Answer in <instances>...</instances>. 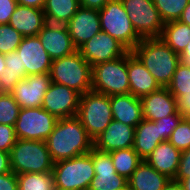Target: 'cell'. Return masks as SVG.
<instances>
[{
    "label": "cell",
    "instance_id": "cell-44",
    "mask_svg": "<svg viewBox=\"0 0 190 190\" xmlns=\"http://www.w3.org/2000/svg\"><path fill=\"white\" fill-rule=\"evenodd\" d=\"M18 5L43 9L45 0H16Z\"/></svg>",
    "mask_w": 190,
    "mask_h": 190
},
{
    "label": "cell",
    "instance_id": "cell-7",
    "mask_svg": "<svg viewBox=\"0 0 190 190\" xmlns=\"http://www.w3.org/2000/svg\"><path fill=\"white\" fill-rule=\"evenodd\" d=\"M98 11L101 30L119 41L129 52L142 40L120 0H110Z\"/></svg>",
    "mask_w": 190,
    "mask_h": 190
},
{
    "label": "cell",
    "instance_id": "cell-23",
    "mask_svg": "<svg viewBox=\"0 0 190 190\" xmlns=\"http://www.w3.org/2000/svg\"><path fill=\"white\" fill-rule=\"evenodd\" d=\"M43 9L17 5L9 24L24 37L37 36L46 24Z\"/></svg>",
    "mask_w": 190,
    "mask_h": 190
},
{
    "label": "cell",
    "instance_id": "cell-2",
    "mask_svg": "<svg viewBox=\"0 0 190 190\" xmlns=\"http://www.w3.org/2000/svg\"><path fill=\"white\" fill-rule=\"evenodd\" d=\"M131 52L146 67L160 87L169 85L180 63L179 54L160 38L142 39Z\"/></svg>",
    "mask_w": 190,
    "mask_h": 190
},
{
    "label": "cell",
    "instance_id": "cell-49",
    "mask_svg": "<svg viewBox=\"0 0 190 190\" xmlns=\"http://www.w3.org/2000/svg\"><path fill=\"white\" fill-rule=\"evenodd\" d=\"M6 68L5 63V54L0 53V76L4 73V69Z\"/></svg>",
    "mask_w": 190,
    "mask_h": 190
},
{
    "label": "cell",
    "instance_id": "cell-22",
    "mask_svg": "<svg viewBox=\"0 0 190 190\" xmlns=\"http://www.w3.org/2000/svg\"><path fill=\"white\" fill-rule=\"evenodd\" d=\"M182 151L174 147L168 140L161 142L145 161L159 173L169 179H175Z\"/></svg>",
    "mask_w": 190,
    "mask_h": 190
},
{
    "label": "cell",
    "instance_id": "cell-43",
    "mask_svg": "<svg viewBox=\"0 0 190 190\" xmlns=\"http://www.w3.org/2000/svg\"><path fill=\"white\" fill-rule=\"evenodd\" d=\"M11 172L10 153L0 150V175Z\"/></svg>",
    "mask_w": 190,
    "mask_h": 190
},
{
    "label": "cell",
    "instance_id": "cell-1",
    "mask_svg": "<svg viewBox=\"0 0 190 190\" xmlns=\"http://www.w3.org/2000/svg\"><path fill=\"white\" fill-rule=\"evenodd\" d=\"M46 144L55 163L89 153L94 147V140L79 118L73 116L57 120Z\"/></svg>",
    "mask_w": 190,
    "mask_h": 190
},
{
    "label": "cell",
    "instance_id": "cell-25",
    "mask_svg": "<svg viewBox=\"0 0 190 190\" xmlns=\"http://www.w3.org/2000/svg\"><path fill=\"white\" fill-rule=\"evenodd\" d=\"M163 140L160 138L159 125L155 121L143 119L136 127L133 149L145 160Z\"/></svg>",
    "mask_w": 190,
    "mask_h": 190
},
{
    "label": "cell",
    "instance_id": "cell-47",
    "mask_svg": "<svg viewBox=\"0 0 190 190\" xmlns=\"http://www.w3.org/2000/svg\"><path fill=\"white\" fill-rule=\"evenodd\" d=\"M178 21L190 26V2L183 10L182 15Z\"/></svg>",
    "mask_w": 190,
    "mask_h": 190
},
{
    "label": "cell",
    "instance_id": "cell-15",
    "mask_svg": "<svg viewBox=\"0 0 190 190\" xmlns=\"http://www.w3.org/2000/svg\"><path fill=\"white\" fill-rule=\"evenodd\" d=\"M50 83V73L28 75L19 81L11 95L20 108L42 107Z\"/></svg>",
    "mask_w": 190,
    "mask_h": 190
},
{
    "label": "cell",
    "instance_id": "cell-3",
    "mask_svg": "<svg viewBox=\"0 0 190 190\" xmlns=\"http://www.w3.org/2000/svg\"><path fill=\"white\" fill-rule=\"evenodd\" d=\"M11 171L24 173L52 172L54 162L46 141L17 139L10 151Z\"/></svg>",
    "mask_w": 190,
    "mask_h": 190
},
{
    "label": "cell",
    "instance_id": "cell-29",
    "mask_svg": "<svg viewBox=\"0 0 190 190\" xmlns=\"http://www.w3.org/2000/svg\"><path fill=\"white\" fill-rule=\"evenodd\" d=\"M110 157L116 173L125 177L127 180L143 160L133 147L112 151L110 152Z\"/></svg>",
    "mask_w": 190,
    "mask_h": 190
},
{
    "label": "cell",
    "instance_id": "cell-42",
    "mask_svg": "<svg viewBox=\"0 0 190 190\" xmlns=\"http://www.w3.org/2000/svg\"><path fill=\"white\" fill-rule=\"evenodd\" d=\"M110 0H79L80 7L90 9H102Z\"/></svg>",
    "mask_w": 190,
    "mask_h": 190
},
{
    "label": "cell",
    "instance_id": "cell-37",
    "mask_svg": "<svg viewBox=\"0 0 190 190\" xmlns=\"http://www.w3.org/2000/svg\"><path fill=\"white\" fill-rule=\"evenodd\" d=\"M16 141L14 126L0 124V150L10 153Z\"/></svg>",
    "mask_w": 190,
    "mask_h": 190
},
{
    "label": "cell",
    "instance_id": "cell-16",
    "mask_svg": "<svg viewBox=\"0 0 190 190\" xmlns=\"http://www.w3.org/2000/svg\"><path fill=\"white\" fill-rule=\"evenodd\" d=\"M66 26L72 43L78 50L85 42L101 31L99 11L80 7Z\"/></svg>",
    "mask_w": 190,
    "mask_h": 190
},
{
    "label": "cell",
    "instance_id": "cell-45",
    "mask_svg": "<svg viewBox=\"0 0 190 190\" xmlns=\"http://www.w3.org/2000/svg\"><path fill=\"white\" fill-rule=\"evenodd\" d=\"M179 56H180V62L183 65L190 67V42H188L184 51Z\"/></svg>",
    "mask_w": 190,
    "mask_h": 190
},
{
    "label": "cell",
    "instance_id": "cell-10",
    "mask_svg": "<svg viewBox=\"0 0 190 190\" xmlns=\"http://www.w3.org/2000/svg\"><path fill=\"white\" fill-rule=\"evenodd\" d=\"M57 118L42 107L21 108L14 126L17 139L46 141Z\"/></svg>",
    "mask_w": 190,
    "mask_h": 190
},
{
    "label": "cell",
    "instance_id": "cell-38",
    "mask_svg": "<svg viewBox=\"0 0 190 190\" xmlns=\"http://www.w3.org/2000/svg\"><path fill=\"white\" fill-rule=\"evenodd\" d=\"M16 0H0V24H8L16 6Z\"/></svg>",
    "mask_w": 190,
    "mask_h": 190
},
{
    "label": "cell",
    "instance_id": "cell-30",
    "mask_svg": "<svg viewBox=\"0 0 190 190\" xmlns=\"http://www.w3.org/2000/svg\"><path fill=\"white\" fill-rule=\"evenodd\" d=\"M18 190H55L52 172L17 175Z\"/></svg>",
    "mask_w": 190,
    "mask_h": 190
},
{
    "label": "cell",
    "instance_id": "cell-40",
    "mask_svg": "<svg viewBox=\"0 0 190 190\" xmlns=\"http://www.w3.org/2000/svg\"><path fill=\"white\" fill-rule=\"evenodd\" d=\"M0 190H18L17 175L14 172L0 175Z\"/></svg>",
    "mask_w": 190,
    "mask_h": 190
},
{
    "label": "cell",
    "instance_id": "cell-35",
    "mask_svg": "<svg viewBox=\"0 0 190 190\" xmlns=\"http://www.w3.org/2000/svg\"><path fill=\"white\" fill-rule=\"evenodd\" d=\"M168 141L180 151L190 148V119L188 117L180 121Z\"/></svg>",
    "mask_w": 190,
    "mask_h": 190
},
{
    "label": "cell",
    "instance_id": "cell-36",
    "mask_svg": "<svg viewBox=\"0 0 190 190\" xmlns=\"http://www.w3.org/2000/svg\"><path fill=\"white\" fill-rule=\"evenodd\" d=\"M183 118V115H169L167 117L155 121V124L159 125L160 138L163 141L169 140L172 132Z\"/></svg>",
    "mask_w": 190,
    "mask_h": 190
},
{
    "label": "cell",
    "instance_id": "cell-46",
    "mask_svg": "<svg viewBox=\"0 0 190 190\" xmlns=\"http://www.w3.org/2000/svg\"><path fill=\"white\" fill-rule=\"evenodd\" d=\"M162 190H183V187L179 181L170 179L169 182L163 187Z\"/></svg>",
    "mask_w": 190,
    "mask_h": 190
},
{
    "label": "cell",
    "instance_id": "cell-33",
    "mask_svg": "<svg viewBox=\"0 0 190 190\" xmlns=\"http://www.w3.org/2000/svg\"><path fill=\"white\" fill-rule=\"evenodd\" d=\"M20 109L11 93H0V124L15 126Z\"/></svg>",
    "mask_w": 190,
    "mask_h": 190
},
{
    "label": "cell",
    "instance_id": "cell-34",
    "mask_svg": "<svg viewBox=\"0 0 190 190\" xmlns=\"http://www.w3.org/2000/svg\"><path fill=\"white\" fill-rule=\"evenodd\" d=\"M23 38L24 36L9 23L0 24V53L7 54L15 51Z\"/></svg>",
    "mask_w": 190,
    "mask_h": 190
},
{
    "label": "cell",
    "instance_id": "cell-31",
    "mask_svg": "<svg viewBox=\"0 0 190 190\" xmlns=\"http://www.w3.org/2000/svg\"><path fill=\"white\" fill-rule=\"evenodd\" d=\"M167 88L177 100L183 95H188L190 93V67L180 62Z\"/></svg>",
    "mask_w": 190,
    "mask_h": 190
},
{
    "label": "cell",
    "instance_id": "cell-4",
    "mask_svg": "<svg viewBox=\"0 0 190 190\" xmlns=\"http://www.w3.org/2000/svg\"><path fill=\"white\" fill-rule=\"evenodd\" d=\"M50 78L52 83L65 85L80 95L92 90V67L78 50L52 60Z\"/></svg>",
    "mask_w": 190,
    "mask_h": 190
},
{
    "label": "cell",
    "instance_id": "cell-24",
    "mask_svg": "<svg viewBox=\"0 0 190 190\" xmlns=\"http://www.w3.org/2000/svg\"><path fill=\"white\" fill-rule=\"evenodd\" d=\"M169 180L166 175L142 160L128 179V187L131 190H162Z\"/></svg>",
    "mask_w": 190,
    "mask_h": 190
},
{
    "label": "cell",
    "instance_id": "cell-48",
    "mask_svg": "<svg viewBox=\"0 0 190 190\" xmlns=\"http://www.w3.org/2000/svg\"><path fill=\"white\" fill-rule=\"evenodd\" d=\"M183 190H190V172L188 173V177L184 178L180 181Z\"/></svg>",
    "mask_w": 190,
    "mask_h": 190
},
{
    "label": "cell",
    "instance_id": "cell-26",
    "mask_svg": "<svg viewBox=\"0 0 190 190\" xmlns=\"http://www.w3.org/2000/svg\"><path fill=\"white\" fill-rule=\"evenodd\" d=\"M79 8V0H45L43 12L47 23L66 25Z\"/></svg>",
    "mask_w": 190,
    "mask_h": 190
},
{
    "label": "cell",
    "instance_id": "cell-6",
    "mask_svg": "<svg viewBox=\"0 0 190 190\" xmlns=\"http://www.w3.org/2000/svg\"><path fill=\"white\" fill-rule=\"evenodd\" d=\"M52 173L55 188L61 190H88L95 176L89 153L55 162Z\"/></svg>",
    "mask_w": 190,
    "mask_h": 190
},
{
    "label": "cell",
    "instance_id": "cell-17",
    "mask_svg": "<svg viewBox=\"0 0 190 190\" xmlns=\"http://www.w3.org/2000/svg\"><path fill=\"white\" fill-rule=\"evenodd\" d=\"M37 36L52 60L69 56L77 51L66 25L46 23Z\"/></svg>",
    "mask_w": 190,
    "mask_h": 190
},
{
    "label": "cell",
    "instance_id": "cell-19",
    "mask_svg": "<svg viewBox=\"0 0 190 190\" xmlns=\"http://www.w3.org/2000/svg\"><path fill=\"white\" fill-rule=\"evenodd\" d=\"M134 134L135 127L112 120L94 140V148L104 152L131 148L134 144Z\"/></svg>",
    "mask_w": 190,
    "mask_h": 190
},
{
    "label": "cell",
    "instance_id": "cell-21",
    "mask_svg": "<svg viewBox=\"0 0 190 190\" xmlns=\"http://www.w3.org/2000/svg\"><path fill=\"white\" fill-rule=\"evenodd\" d=\"M113 120L136 127L143 120L142 102L131 93L110 96Z\"/></svg>",
    "mask_w": 190,
    "mask_h": 190
},
{
    "label": "cell",
    "instance_id": "cell-9",
    "mask_svg": "<svg viewBox=\"0 0 190 190\" xmlns=\"http://www.w3.org/2000/svg\"><path fill=\"white\" fill-rule=\"evenodd\" d=\"M141 39L159 38L165 25L153 0H120Z\"/></svg>",
    "mask_w": 190,
    "mask_h": 190
},
{
    "label": "cell",
    "instance_id": "cell-8",
    "mask_svg": "<svg viewBox=\"0 0 190 190\" xmlns=\"http://www.w3.org/2000/svg\"><path fill=\"white\" fill-rule=\"evenodd\" d=\"M92 90L108 96L130 93L127 53L92 67Z\"/></svg>",
    "mask_w": 190,
    "mask_h": 190
},
{
    "label": "cell",
    "instance_id": "cell-41",
    "mask_svg": "<svg viewBox=\"0 0 190 190\" xmlns=\"http://www.w3.org/2000/svg\"><path fill=\"white\" fill-rule=\"evenodd\" d=\"M178 111L184 116H190V93L183 95L177 100Z\"/></svg>",
    "mask_w": 190,
    "mask_h": 190
},
{
    "label": "cell",
    "instance_id": "cell-27",
    "mask_svg": "<svg viewBox=\"0 0 190 190\" xmlns=\"http://www.w3.org/2000/svg\"><path fill=\"white\" fill-rule=\"evenodd\" d=\"M159 38L180 55L190 42V26L180 21L166 23Z\"/></svg>",
    "mask_w": 190,
    "mask_h": 190
},
{
    "label": "cell",
    "instance_id": "cell-18",
    "mask_svg": "<svg viewBox=\"0 0 190 190\" xmlns=\"http://www.w3.org/2000/svg\"><path fill=\"white\" fill-rule=\"evenodd\" d=\"M143 119L157 121L169 115H182L178 111L177 99L170 93L167 87L141 98Z\"/></svg>",
    "mask_w": 190,
    "mask_h": 190
},
{
    "label": "cell",
    "instance_id": "cell-13",
    "mask_svg": "<svg viewBox=\"0 0 190 190\" xmlns=\"http://www.w3.org/2000/svg\"><path fill=\"white\" fill-rule=\"evenodd\" d=\"M20 56L21 76L50 73L52 59L38 36L24 37L16 49Z\"/></svg>",
    "mask_w": 190,
    "mask_h": 190
},
{
    "label": "cell",
    "instance_id": "cell-5",
    "mask_svg": "<svg viewBox=\"0 0 190 190\" xmlns=\"http://www.w3.org/2000/svg\"><path fill=\"white\" fill-rule=\"evenodd\" d=\"M77 117L95 140L113 120L110 96L93 90L80 95Z\"/></svg>",
    "mask_w": 190,
    "mask_h": 190
},
{
    "label": "cell",
    "instance_id": "cell-20",
    "mask_svg": "<svg viewBox=\"0 0 190 190\" xmlns=\"http://www.w3.org/2000/svg\"><path fill=\"white\" fill-rule=\"evenodd\" d=\"M127 71L130 84V93L142 98L160 88L157 81L146 69V67L139 61V59L132 53L127 52Z\"/></svg>",
    "mask_w": 190,
    "mask_h": 190
},
{
    "label": "cell",
    "instance_id": "cell-11",
    "mask_svg": "<svg viewBox=\"0 0 190 190\" xmlns=\"http://www.w3.org/2000/svg\"><path fill=\"white\" fill-rule=\"evenodd\" d=\"M78 51L91 67L120 58L128 52L119 41L102 30L85 42Z\"/></svg>",
    "mask_w": 190,
    "mask_h": 190
},
{
    "label": "cell",
    "instance_id": "cell-12",
    "mask_svg": "<svg viewBox=\"0 0 190 190\" xmlns=\"http://www.w3.org/2000/svg\"><path fill=\"white\" fill-rule=\"evenodd\" d=\"M89 154L94 164L95 176L88 190H124L128 187V180L116 173L110 152L93 147Z\"/></svg>",
    "mask_w": 190,
    "mask_h": 190
},
{
    "label": "cell",
    "instance_id": "cell-14",
    "mask_svg": "<svg viewBox=\"0 0 190 190\" xmlns=\"http://www.w3.org/2000/svg\"><path fill=\"white\" fill-rule=\"evenodd\" d=\"M80 94L65 85L50 83L42 108L57 119L77 116Z\"/></svg>",
    "mask_w": 190,
    "mask_h": 190
},
{
    "label": "cell",
    "instance_id": "cell-28",
    "mask_svg": "<svg viewBox=\"0 0 190 190\" xmlns=\"http://www.w3.org/2000/svg\"><path fill=\"white\" fill-rule=\"evenodd\" d=\"M5 63L6 68L0 76V93H11L19 81L24 79L21 76L20 56L16 50L5 54Z\"/></svg>",
    "mask_w": 190,
    "mask_h": 190
},
{
    "label": "cell",
    "instance_id": "cell-32",
    "mask_svg": "<svg viewBox=\"0 0 190 190\" xmlns=\"http://www.w3.org/2000/svg\"><path fill=\"white\" fill-rule=\"evenodd\" d=\"M190 0H153L164 23L178 21Z\"/></svg>",
    "mask_w": 190,
    "mask_h": 190
},
{
    "label": "cell",
    "instance_id": "cell-39",
    "mask_svg": "<svg viewBox=\"0 0 190 190\" xmlns=\"http://www.w3.org/2000/svg\"><path fill=\"white\" fill-rule=\"evenodd\" d=\"M189 172H190V148L182 151L179 163V169L174 180L180 182L182 179L188 177Z\"/></svg>",
    "mask_w": 190,
    "mask_h": 190
}]
</instances>
